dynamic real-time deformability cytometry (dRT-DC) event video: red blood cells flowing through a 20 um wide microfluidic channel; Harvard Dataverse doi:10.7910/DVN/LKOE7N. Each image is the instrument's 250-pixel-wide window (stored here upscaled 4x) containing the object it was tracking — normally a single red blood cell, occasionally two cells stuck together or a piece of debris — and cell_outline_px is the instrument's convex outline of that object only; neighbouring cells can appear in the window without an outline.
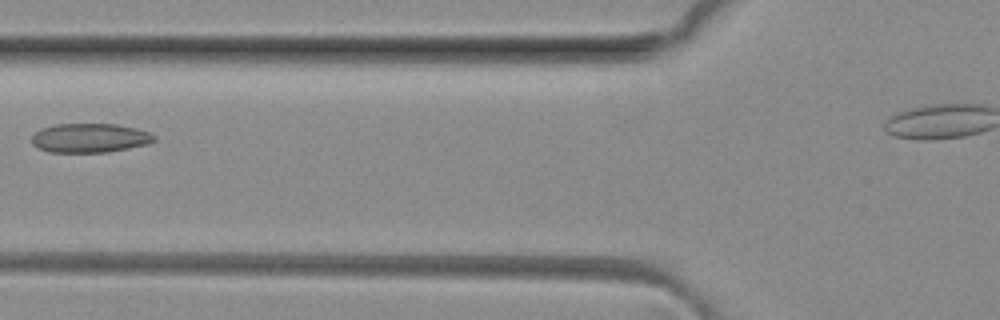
{"species": "common noctule bat (a hibernating species)", "species_latin": "Nyctalus noctula", "temperature_condition": "room temperature", "stored_images_in_passage": 5, "camera_frame_rate_fps": 3000, "um_per_image_px": 0.085, "animal": {"sex": "female", "body_mass_g": 29.2, "forearm_length_mm": 56.3}, "frame": {"image": 1, "passage_image": 5, "time_ms": 1.333, "image_size_px": [1000, 320], "cell_outline_px": [[156, 140], [148, 144], [108, 152], [52, 152], [40, 148], [32, 144], [32, 136], [40, 128], [56, 124], [116, 124], [136, 128], [148, 132], [156, 136]], "centroid_in_image_um": [7.65, 11.72], "position_along_channel_um": 118.1, "area_um2": 20.75}}